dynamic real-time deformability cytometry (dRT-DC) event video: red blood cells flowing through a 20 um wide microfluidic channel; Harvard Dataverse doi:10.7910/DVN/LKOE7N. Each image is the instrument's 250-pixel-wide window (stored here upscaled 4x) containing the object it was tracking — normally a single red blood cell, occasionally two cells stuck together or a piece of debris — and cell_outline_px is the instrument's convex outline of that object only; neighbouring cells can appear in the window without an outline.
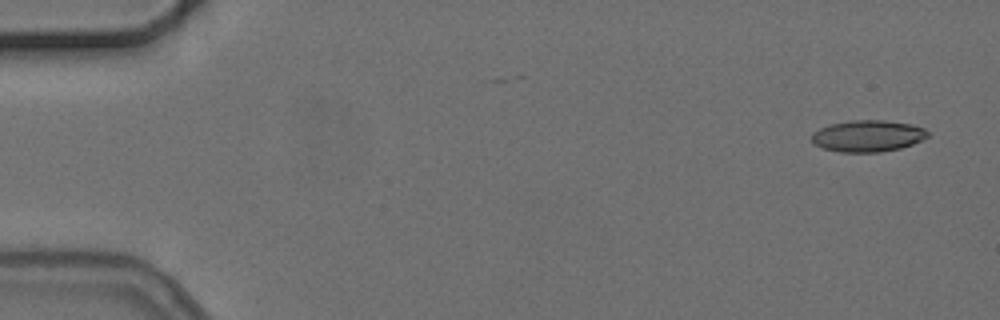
{"species": "common noctule bat (a hibernating species)", "species_latin": "Nyctalus noctula", "temperature_condition": "cold", "stored_images_in_passage": 5, "camera_frame_rate_fps": 3000, "um_per_image_px": 0.085, "animal": {"sex": "female", "body_mass_g": 24.6, "forearm_length_mm": 56.2}, "frame": {"image": 1, "passage_image": 1, "time_ms": 0.0, "image_size_px": [1000, 320], "cell_outline_px": [[928, 136], [912, 144], [900, 148], [880, 152], [840, 152], [824, 148], [816, 144], [812, 140], [812, 132], [820, 128], [832, 124], [852, 120], [884, 120], [912, 124], [924, 128], [928, 132]], "centroid_in_image_um": [73.77, 11.55], "position_along_channel_um": 11.2, "area_um2": 21.15}}